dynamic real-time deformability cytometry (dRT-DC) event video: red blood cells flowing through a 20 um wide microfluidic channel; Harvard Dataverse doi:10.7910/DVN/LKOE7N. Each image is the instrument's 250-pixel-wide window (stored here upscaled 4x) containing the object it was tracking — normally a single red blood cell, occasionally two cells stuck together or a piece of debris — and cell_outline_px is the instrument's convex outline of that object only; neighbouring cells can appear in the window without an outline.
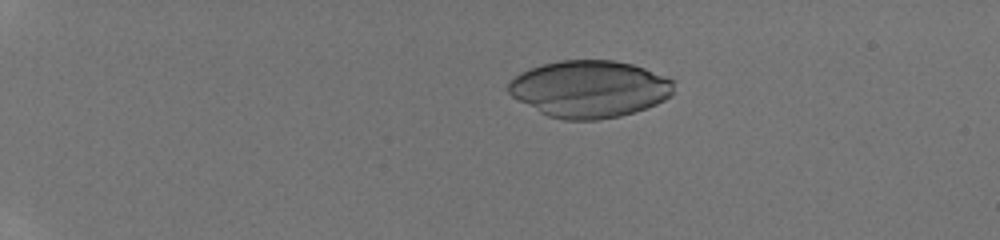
{"species": "human", "species_latin": "Homo sapiens", "temperature_condition": "room temperature", "stored_images_in_passage": 47, "camera_frame_rate_fps": 3000, "um_per_image_px": 0.085, "donor": {"sex": "male"}, "frame": {"image": 1, "passage_image": 12, "time_ms": 3.667, "image_size_px": [1000, 240], "cell_outline_px": [[676, 80], [672, 96], [656, 104], [620, 116], [596, 120], [564, 120], [548, 116], [540, 112], [512, 96], [508, 92], [508, 84], [520, 72], [544, 64], [560, 60], [612, 60], [632, 64], [644, 68]], "centroid_in_image_um": [50.14, 7.56], "position_along_channel_um": 34.9, "area_um2": 54.85}}